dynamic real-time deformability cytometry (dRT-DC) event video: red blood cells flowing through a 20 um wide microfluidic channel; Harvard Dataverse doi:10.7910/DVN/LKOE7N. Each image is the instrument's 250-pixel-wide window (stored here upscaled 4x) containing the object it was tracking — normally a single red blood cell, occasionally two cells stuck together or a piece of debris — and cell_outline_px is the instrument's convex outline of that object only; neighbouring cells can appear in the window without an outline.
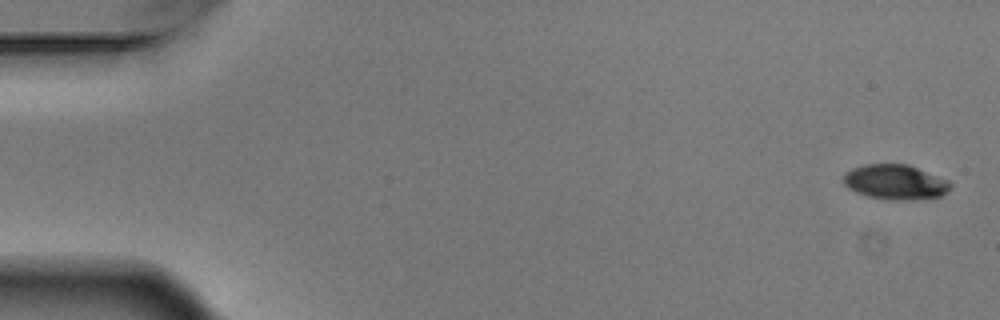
{"species": "Egyptian fruit bat (a non-hibernating species)", "species_latin": "Rousettus aegyptiacus", "temperature_condition": "warm", "stored_images_in_passage": 5, "camera_frame_rate_fps": 3000, "um_per_image_px": 0.085, "animal": {"sex": "male"}, "frame": {"image": 1, "passage_image": 1, "time_ms": 0.0, "image_size_px": [1000, 320], "cell_outline_px": [[952, 184], [948, 192], [940, 196], [928, 200], [884, 200], [868, 196], [856, 192], [848, 188], [844, 184], [844, 176], [852, 168], [864, 164], [908, 164], [948, 180]], "centroid_in_image_um": [76.14, 15.5], "position_along_channel_um": 8.9, "area_um2": 22.02}}
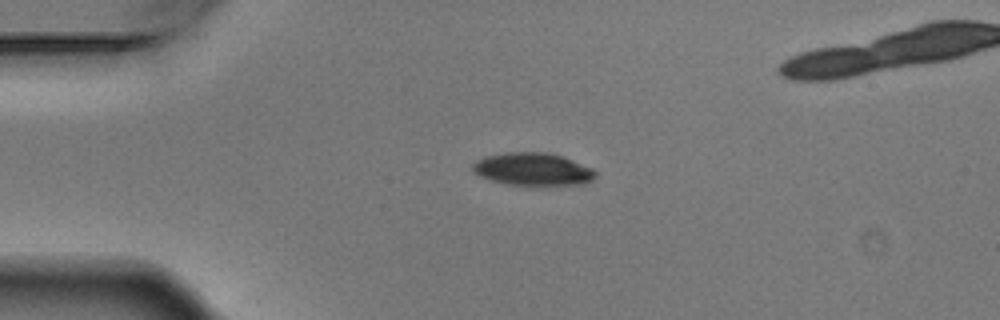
{"frame": {"image": 2, "passage_image": 4, "time_ms": 1.0, "image_size_px": [1000, 320], "cell_outline_px": [[596, 176], [592, 180], [584, 184], [512, 184], [492, 180], [480, 176], [472, 172], [472, 164], [476, 160], [484, 156], [504, 152], [548, 152], [564, 156], [592, 168], [596, 172]], "centroid_in_image_um": [45.28, 14.35], "position_along_channel_um": 39.7, "area_um2": 23.29}}